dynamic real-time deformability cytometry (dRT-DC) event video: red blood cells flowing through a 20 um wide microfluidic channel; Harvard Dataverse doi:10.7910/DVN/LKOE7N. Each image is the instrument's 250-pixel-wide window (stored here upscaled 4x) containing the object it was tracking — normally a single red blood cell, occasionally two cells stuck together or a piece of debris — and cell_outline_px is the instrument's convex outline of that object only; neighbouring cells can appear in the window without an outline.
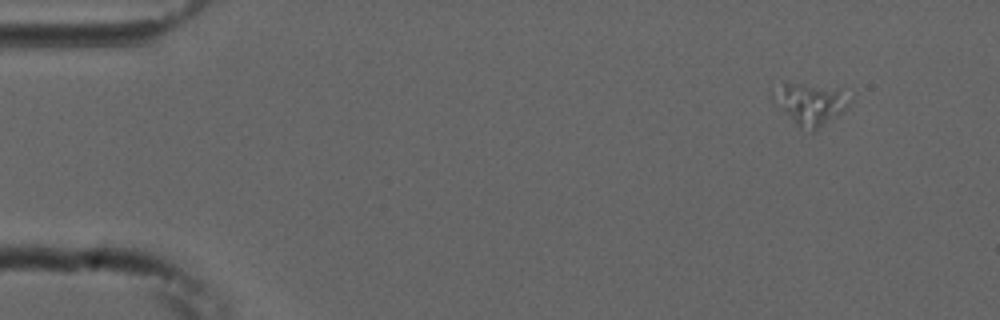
{"species": "common noctule bat (a hibernating species)", "species_latin": "Nyctalus noctula", "temperature_condition": "cold", "stored_images_in_passage": 43, "camera_frame_rate_fps": 3000, "um_per_image_px": 0.085, "animal": {"sex": "male", "forearm_length_mm": 52.5}, "frame": {"image": 1, "passage_image": 1, "time_ms": 0.0, "image_size_px": [1000, 320], "cell_outline_px": [[852, 100], [848, 108], [844, 112], [812, 132], [796, 124], [772, 100], [768, 88], [784, 84], [800, 84], [840, 88], [852, 96]], "centroid_in_image_um": [68.9, 8.8], "position_along_channel_um": 16.1, "area_um2": 18.84}}
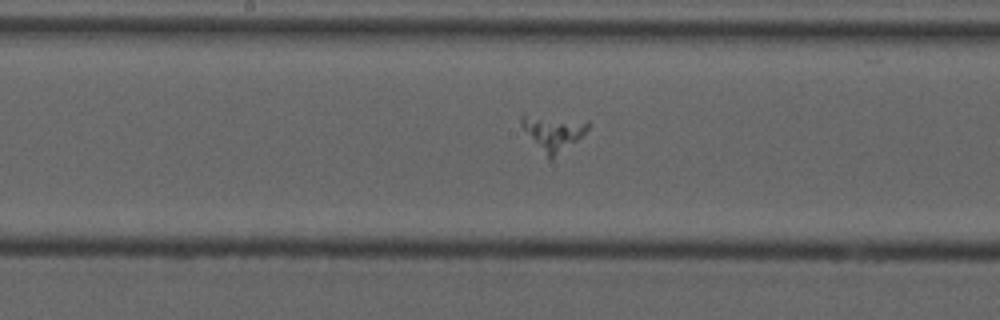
{"frame": {"image": 2, "passage_image": 24, "time_ms": 7.667, "image_size_px": [1000, 320], "cell_outline_px": [[592, 124], [576, 140], [548, 160], [520, 124], [520, 112], [524, 112], [588, 120]], "centroid_in_image_um": [46.97, 11.16], "position_along_channel_um": 201.2, "area_um2": 13.93}}
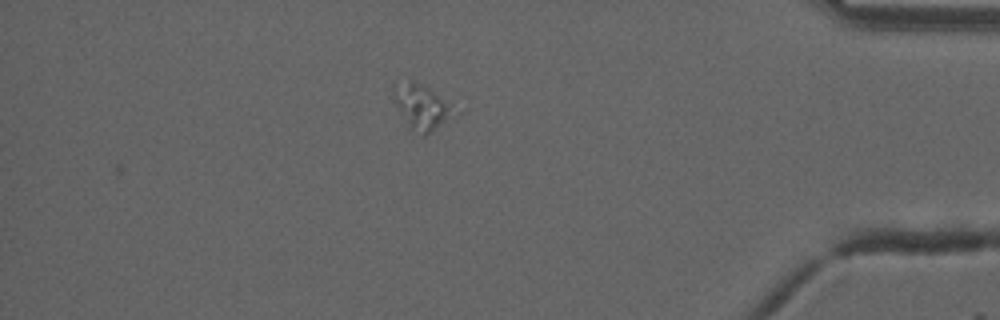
{"frame": {"image": 3, "passage_image": 43, "time_ms": 14.0, "image_size_px": [1000, 320], "cell_outline_px": [[460, 112], [456, 116], [424, 136], [408, 128], [392, 96], [392, 84], [412, 80], [428, 88]], "centroid_in_image_um": [35.83, 9.1], "position_along_channel_um": 399.4, "area_um2": 15.95}}